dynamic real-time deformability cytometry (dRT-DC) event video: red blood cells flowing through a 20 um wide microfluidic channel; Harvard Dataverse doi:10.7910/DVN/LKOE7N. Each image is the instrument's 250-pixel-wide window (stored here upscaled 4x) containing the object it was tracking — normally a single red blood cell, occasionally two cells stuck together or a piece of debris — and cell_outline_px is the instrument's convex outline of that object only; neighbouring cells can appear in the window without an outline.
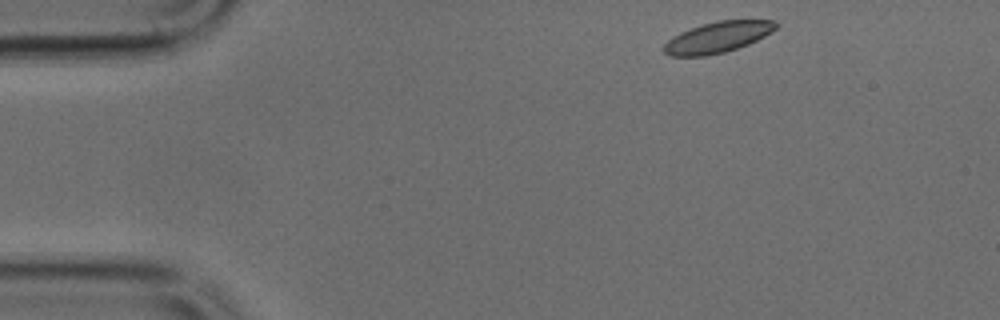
{"species": "common noctule bat (a hibernating species)", "species_latin": "Nyctalus noctula", "temperature_condition": "cold", "stored_images_in_passage": 43, "camera_frame_rate_fps": 3000, "um_per_image_px": 0.085, "animal": {"sex": "male", "body_mass_g": 17.9, "forearm_length_mm": 54.2}, "frame": {"image": 1, "passage_image": 1, "time_ms": 0.0, "image_size_px": [1000, 320], "cell_outline_px": [[780, 24], [776, 28], [764, 36], [748, 44], [724, 52], [704, 56], [668, 56], [664, 52], [664, 44], [668, 40], [680, 32], [704, 24], [720, 20], [776, 20]], "centroid_in_image_um": [61.01, 3.16], "position_along_channel_um": 24.0, "area_um2": 19.94}}
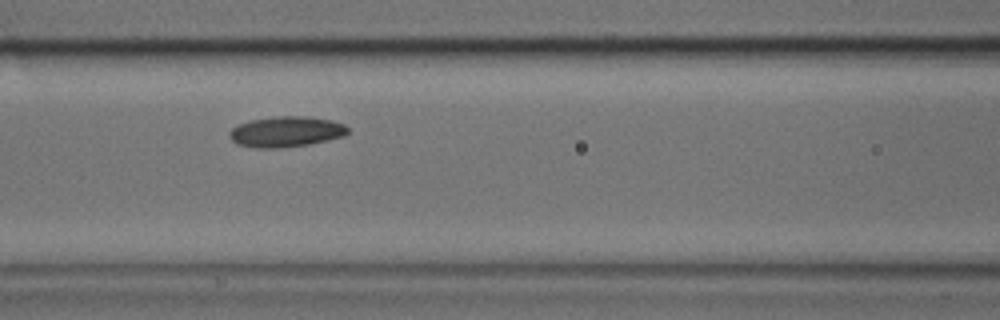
{"frame": {"image": 2, "passage_image": 15, "time_ms": 4.667, "image_size_px": [1000, 320], "cell_outline_px": [[348, 132], [344, 136], [328, 140], [308, 144], [280, 148], [256, 148], [236, 144], [228, 136], [228, 132], [236, 124], [252, 120], [276, 116], [308, 116], [332, 120], [344, 124], [348, 128]], "centroid_in_image_um": [24.29, 11.19], "position_along_channel_um": 142.3, "area_um2": 21.27}}
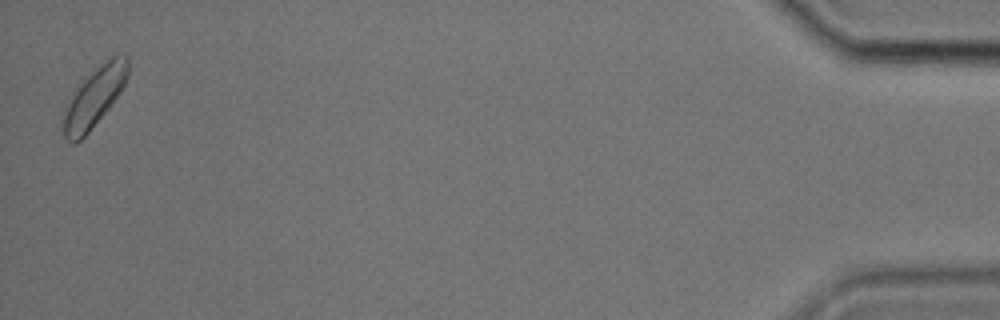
{"frame": {"image": 3, "passage_image": 43, "time_ms": 14.0, "image_size_px": [1000, 320], "cell_outline_px": [[128, 76], [120, 92], [108, 108], [88, 132], [76, 144], [72, 144], [64, 136], [60, 116], [64, 108], [80, 84], [92, 72], [112, 56], [128, 56]], "centroid_in_image_um": [7.97, 8.32], "position_along_channel_um": 427.2, "area_um2": 21.91}}